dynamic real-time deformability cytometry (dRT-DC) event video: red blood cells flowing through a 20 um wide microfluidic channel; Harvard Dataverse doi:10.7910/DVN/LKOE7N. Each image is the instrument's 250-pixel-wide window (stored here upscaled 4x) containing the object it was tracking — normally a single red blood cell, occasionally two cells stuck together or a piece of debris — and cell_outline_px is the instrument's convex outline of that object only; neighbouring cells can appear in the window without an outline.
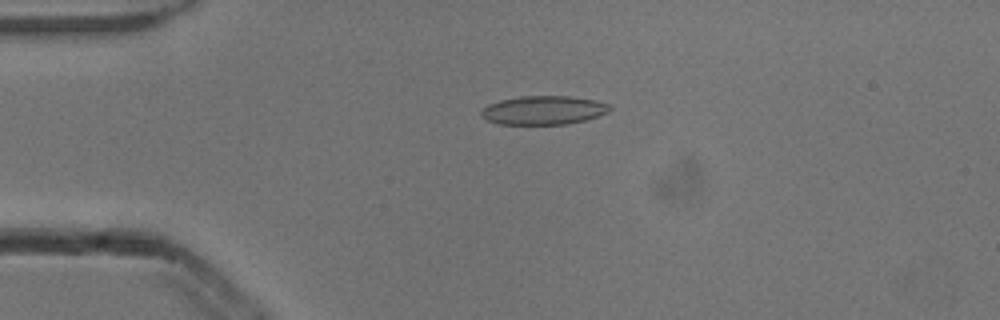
{"species": "common noctule bat (a hibernating species)", "species_latin": "Nyctalus noctula", "temperature_condition": "cold", "stored_images_in_passage": 4, "camera_frame_rate_fps": 3000, "um_per_image_px": 0.085, "animal": {"sex": "male", "body_mass_g": 13.3}, "frame": {"image": 1, "passage_image": 2, "time_ms": 0.333, "image_size_px": [1000, 320], "cell_outline_px": [[612, 108], [608, 112], [584, 120], [564, 124], [496, 124], [480, 116], [480, 112], [488, 104], [500, 100], [520, 96], [568, 96], [596, 100], [608, 104]], "centroid_in_image_um": [46.17, 9.36], "position_along_channel_um": 38.8, "area_um2": 21.44}}
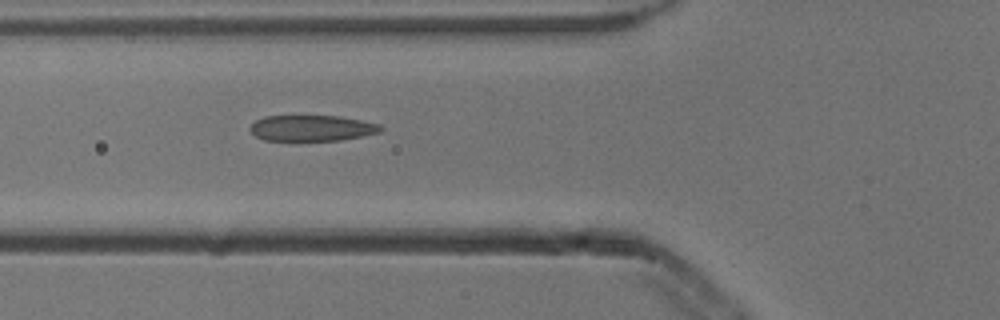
{"frame": {"image": 2, "passage_image": 4, "time_ms": 1.0, "image_size_px": [1000, 320], "cell_outline_px": [[384, 128], [380, 132], [340, 140], [300, 144], [264, 140], [256, 136], [248, 128], [256, 120], [264, 116], [340, 116], [380, 124]], "centroid_in_image_um": [26.45, 10.94], "position_along_channel_um": 99.3, "area_um2": 20.63}}